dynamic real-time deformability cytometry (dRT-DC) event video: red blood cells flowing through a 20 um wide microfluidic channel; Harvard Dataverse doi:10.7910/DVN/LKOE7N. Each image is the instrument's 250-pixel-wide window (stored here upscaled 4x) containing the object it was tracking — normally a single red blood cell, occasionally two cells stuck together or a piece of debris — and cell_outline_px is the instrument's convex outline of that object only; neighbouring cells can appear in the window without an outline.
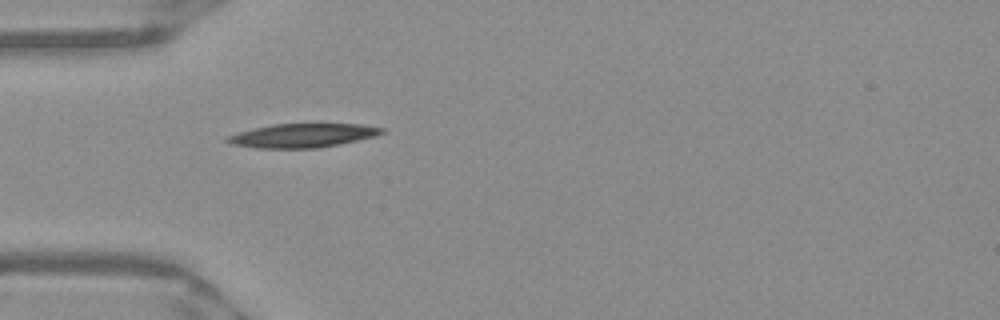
{"species": "Egyptian fruit bat (a non-hibernating species)", "species_latin": "Rousettus aegyptiacus", "temperature_condition": "warm", "stored_images_in_passage": 37, "camera_frame_rate_fps": 3000, "um_per_image_px": 0.085, "frame": {"image": 1, "passage_image": 1, "time_ms": 0.0, "image_size_px": [1000, 320], "cell_outline_px": [[384, 132], [376, 136], [316, 148], [256, 148], [232, 144], [224, 140], [228, 136], [240, 132], [272, 124], [360, 124], [384, 128]], "centroid_in_image_um": [25.71, 11.51], "position_along_channel_um": 59.3, "area_um2": 21.1}}
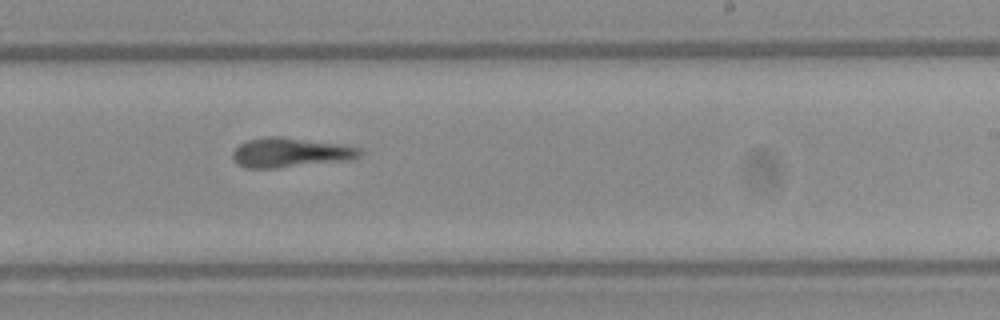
{"frame": {"image": 2, "passage_image": 17, "time_ms": 5.333, "image_size_px": [1000, 320], "cell_outline_px": [[364, 152], [360, 156], [348, 160], [276, 168], [248, 168], [240, 164], [232, 156], [232, 152], [240, 144], [248, 140], [268, 136], [280, 136], [340, 144], [360, 148]], "centroid_in_image_um": [24.71, 12.96], "position_along_channel_um": 264.3, "area_um2": 21.68}}
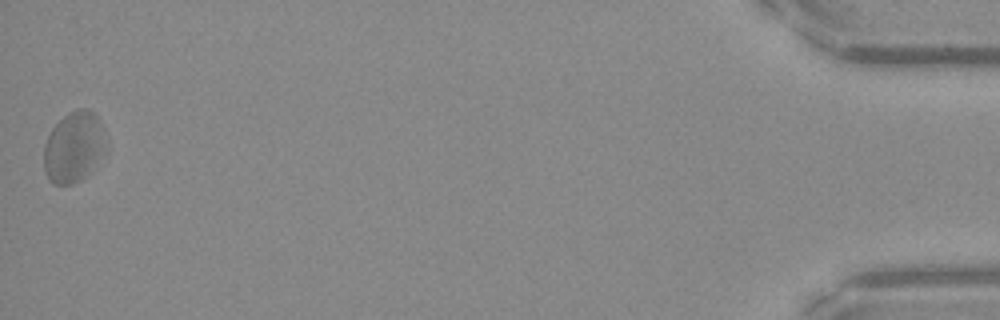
{"frame": {"image": 3, "passage_image": 37, "time_ms": 12.0, "image_size_px": [1000, 320], "cell_outline_px": [[108, 152], [80, 180], [72, 184], [52, 184], [48, 180], [44, 172], [44, 144], [52, 128], [68, 112], [76, 108], [88, 108], [100, 120], [108, 144]], "centroid_in_image_um": [6.3, 12.49], "position_along_channel_um": 428.9, "area_um2": 26.07}, "authors_computed_cell_mechanics": {"area_um2": 21.9062, "velocity_mm_per_s": 3.8952, "shape_relaxation_time_tau1_ms": 7.7562, "shape_relaxation_time_tau2_ms": 3.8018, "deformation_change_tau1": 0.1638, "deformation_change_tau2": 0.1465}}